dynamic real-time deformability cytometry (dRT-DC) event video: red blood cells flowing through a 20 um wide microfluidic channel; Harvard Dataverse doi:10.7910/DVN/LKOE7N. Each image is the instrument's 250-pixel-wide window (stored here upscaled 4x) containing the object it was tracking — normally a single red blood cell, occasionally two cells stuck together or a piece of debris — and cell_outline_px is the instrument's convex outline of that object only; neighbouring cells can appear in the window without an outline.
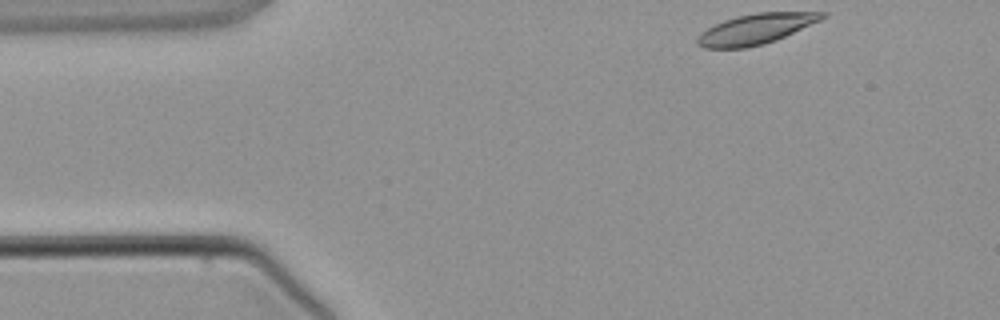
{"species": "common noctule bat (a hibernating species)", "species_latin": "Nyctalus noctula", "temperature_condition": "warm", "stored_images_in_passage": 4, "camera_frame_rate_fps": 3000, "um_per_image_px": 0.085, "animal": {"sex": "male", "body_mass_g": 21.5, "forearm_length_mm": 52.0}, "frame": {"image": 1, "passage_image": 1, "time_ms": 0.0, "image_size_px": [1000, 320], "cell_outline_px": [[828, 12], [820, 20], [776, 40], [764, 44], [748, 48], [704, 48], [696, 44], [696, 40], [700, 32], [724, 20], [736, 16], [756, 12]], "centroid_in_image_um": [64.2, 2.47], "position_along_channel_um": 20.8, "area_um2": 21.96}}
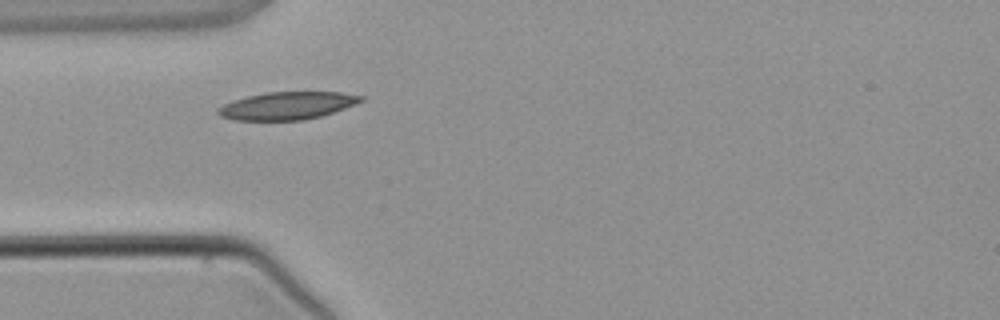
{"frame": {"image": 2, "passage_image": 3, "time_ms": 2.333, "image_size_px": [1000, 320], "cell_outline_px": [[364, 100], [356, 104], [320, 116], [304, 120], [236, 120], [220, 116], [216, 112], [216, 108], [232, 100], [248, 96], [268, 92], [340, 92], [364, 96]], "centroid_in_image_um": [24.39, 8.98], "position_along_channel_um": 60.6, "area_um2": 22.95}}
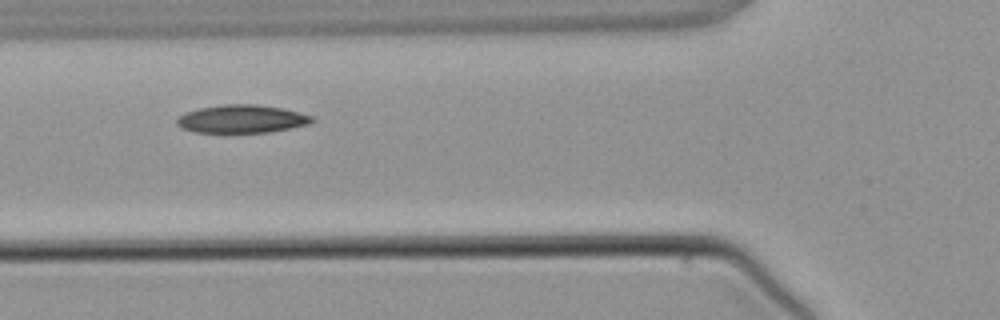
{"frame": {"image": 3, "passage_image": 4, "time_ms": 3.333, "image_size_px": [1000, 320], "cell_outline_px": [[316, 120], [308, 124], [268, 132], [192, 132], [180, 128], [176, 124], [176, 120], [184, 112], [200, 108], [224, 104], [260, 104], [280, 108], [312, 116]], "centroid_in_image_um": [20.49, 10.1], "position_along_channel_um": 105.3, "area_um2": 21.96}}